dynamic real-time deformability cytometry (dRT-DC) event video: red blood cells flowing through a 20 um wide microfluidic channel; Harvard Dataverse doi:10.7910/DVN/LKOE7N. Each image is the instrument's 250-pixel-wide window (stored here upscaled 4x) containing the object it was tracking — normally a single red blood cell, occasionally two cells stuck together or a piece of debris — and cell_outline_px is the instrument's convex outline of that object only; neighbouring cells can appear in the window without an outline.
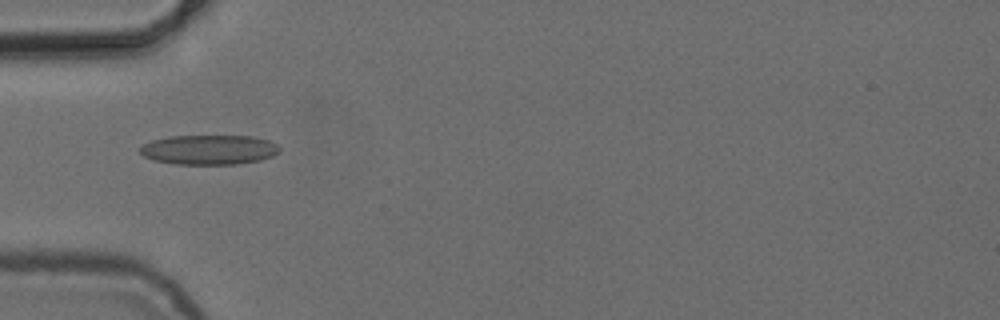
{"species": "common noctule bat (a hibernating species)", "species_latin": "Nyctalus noctula", "temperature_condition": "cold", "stored_images_in_passage": 4, "camera_frame_rate_fps": 3000, "um_per_image_px": 0.085, "animal": {"sex": "female", "body_mass_g": 24.6, "forearm_length_mm": 56.2}, "frame": {"image": 1, "passage_image": 2, "time_ms": 1.333, "image_size_px": [1000, 320], "cell_outline_px": [[280, 152], [272, 156], [260, 160], [236, 164], [176, 164], [152, 160], [144, 156], [140, 152], [140, 148], [144, 144], [152, 140], [168, 136], [252, 136], [268, 140], [276, 144], [280, 148]], "centroid_in_image_um": [17.77, 12.72], "position_along_channel_um": 67.2, "area_um2": 24.16}}
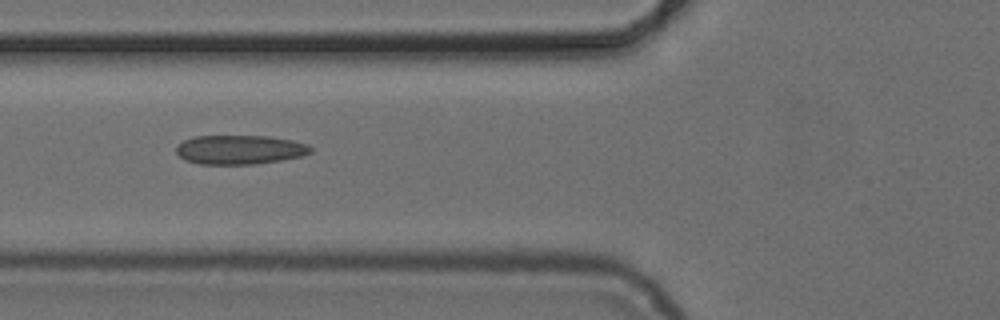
{"frame": {"image": 2, "passage_image": 3, "time_ms": 2.333, "image_size_px": [1000, 320], "cell_outline_px": [[312, 152], [300, 156], [280, 160], [256, 164], [200, 164], [184, 160], [176, 152], [176, 148], [184, 140], [192, 136], [268, 136], [292, 140], [308, 144], [312, 148]], "centroid_in_image_um": [20.38, 12.72], "position_along_channel_um": 105.4, "area_um2": 22.83}}
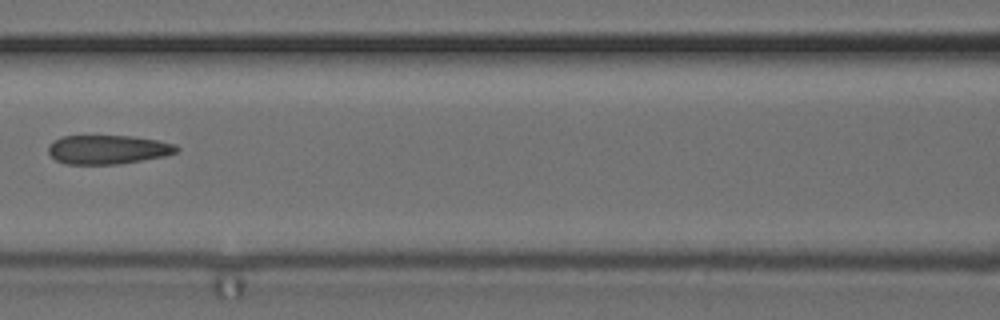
{"frame": {"image": 3, "passage_image": 4, "time_ms": 3.667, "image_size_px": [1000, 320], "cell_outline_px": [[180, 148], [176, 152], [168, 156], [120, 164], [64, 164], [56, 160], [48, 152], [48, 144], [52, 140], [64, 136], [132, 136], [156, 140], [176, 144]], "centroid_in_image_um": [9.18, 12.71], "position_along_channel_um": 157.4, "area_um2": 21.91}}